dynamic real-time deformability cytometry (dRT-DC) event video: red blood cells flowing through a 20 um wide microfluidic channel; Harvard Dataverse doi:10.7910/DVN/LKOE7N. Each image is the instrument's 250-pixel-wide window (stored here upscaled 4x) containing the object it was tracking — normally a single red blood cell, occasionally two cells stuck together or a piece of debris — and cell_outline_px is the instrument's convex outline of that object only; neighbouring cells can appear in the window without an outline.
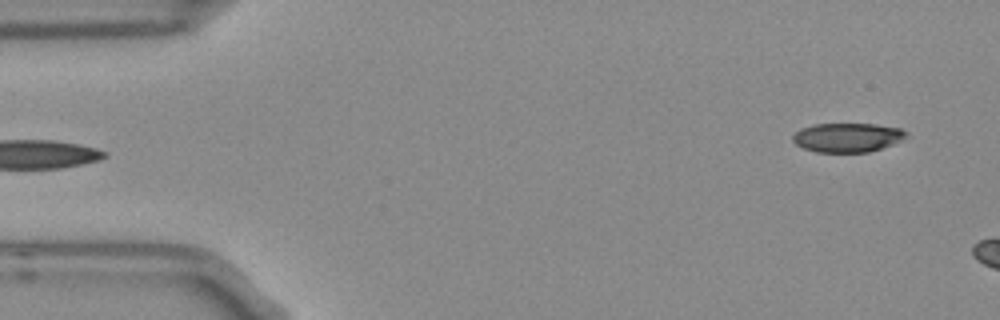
{"species": "Egyptian fruit bat (a non-hibernating species)", "species_latin": "Rousettus aegyptiacus", "temperature_condition": "room temperature", "stored_images_in_passage": 4, "segment_of_instrument_passage": [2, 2], "camera_frame_rate_fps": 3000, "um_per_image_px": 0.085, "frame": {"image": 1, "passage_image": 4, "time_ms": 1.0, "image_size_px": [1000, 320], "cell_outline_px": [[908, 136], [892, 144], [868, 152], [816, 152], [804, 148], [796, 144], [792, 140], [792, 136], [800, 128], [812, 124], [876, 124], [900, 128], [908, 132]], "centroid_in_image_um": [72.01, 11.68], "position_along_channel_um": 13.0, "area_um2": 19.25}}